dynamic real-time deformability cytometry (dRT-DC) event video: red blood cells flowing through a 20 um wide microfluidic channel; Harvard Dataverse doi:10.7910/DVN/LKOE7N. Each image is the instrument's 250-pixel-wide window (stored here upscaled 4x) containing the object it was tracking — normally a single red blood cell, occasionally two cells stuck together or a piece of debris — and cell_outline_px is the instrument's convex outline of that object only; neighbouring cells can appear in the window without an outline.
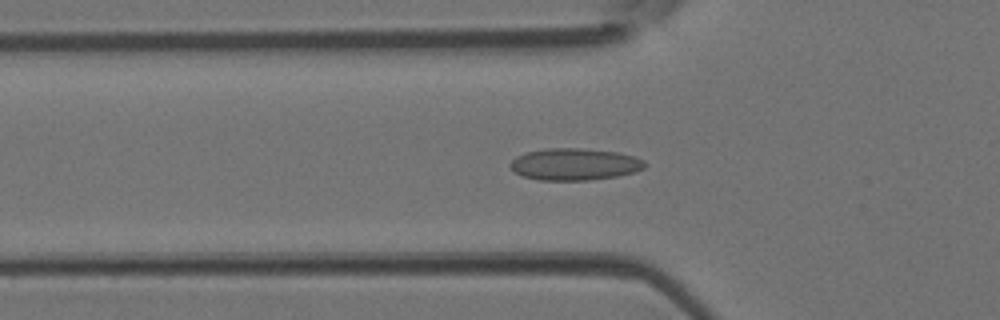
{"species": "Egyptian fruit bat (a non-hibernating species)", "species_latin": "Rousettus aegyptiacus", "temperature_condition": "room temperature", "stored_images_in_passage": 30, "camera_frame_rate_fps": 3000, "um_per_image_px": 0.085, "animal": {"sex": "female"}, "frame": {"image": 1, "passage_image": 15, "time_ms": 4.667, "image_size_px": [1000, 320], "cell_outline_px": [[648, 164], [644, 168], [636, 172], [616, 176], [588, 180], [540, 180], [520, 176], [508, 164], [516, 156], [524, 152], [544, 148], [580, 148], [620, 152], [636, 156], [644, 160]], "centroid_in_image_um": [48.86, 13.95], "position_along_channel_um": 76.9, "area_um2": 25.37}}
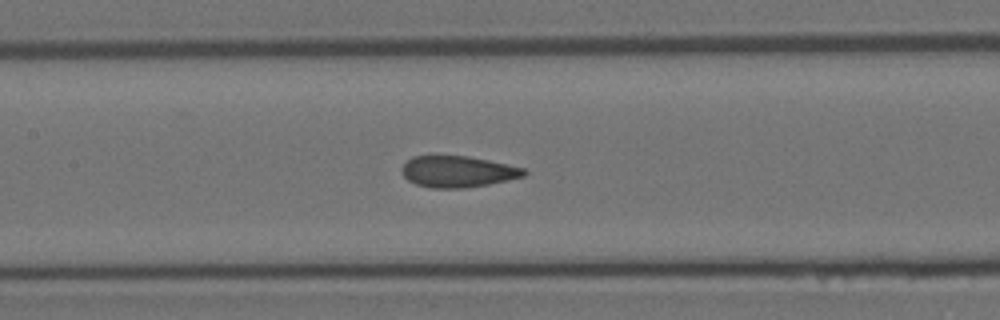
{"frame": {"image": 2, "passage_image": 21, "time_ms": 6.667, "image_size_px": [1000, 320], "cell_outline_px": [[528, 172], [524, 176], [508, 180], [488, 184], [464, 188], [432, 188], [416, 184], [408, 180], [400, 172], [400, 168], [412, 156], [468, 156], [488, 160], [524, 168]], "centroid_in_image_um": [38.89, 14.59], "position_along_channel_um": 168.5, "area_um2": 22.25}}
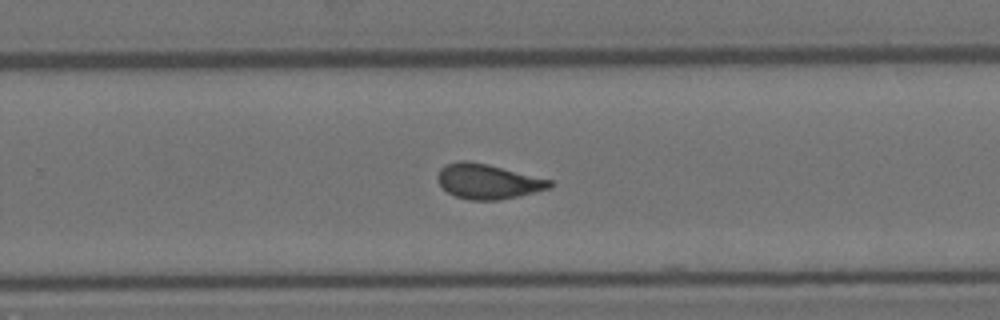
{"frame": {"image": 3, "passage_image": 29, "time_ms": 9.333, "image_size_px": [1000, 320], "cell_outline_px": [[556, 184], [552, 188], [500, 200], [468, 200], [456, 196], [448, 192], [436, 180], [436, 176], [440, 168], [444, 164], [460, 160], [468, 160], [488, 164], [552, 180]], "centroid_in_image_um": [41.47, 15.41], "position_along_channel_um": 288.3, "area_um2": 23.06}}